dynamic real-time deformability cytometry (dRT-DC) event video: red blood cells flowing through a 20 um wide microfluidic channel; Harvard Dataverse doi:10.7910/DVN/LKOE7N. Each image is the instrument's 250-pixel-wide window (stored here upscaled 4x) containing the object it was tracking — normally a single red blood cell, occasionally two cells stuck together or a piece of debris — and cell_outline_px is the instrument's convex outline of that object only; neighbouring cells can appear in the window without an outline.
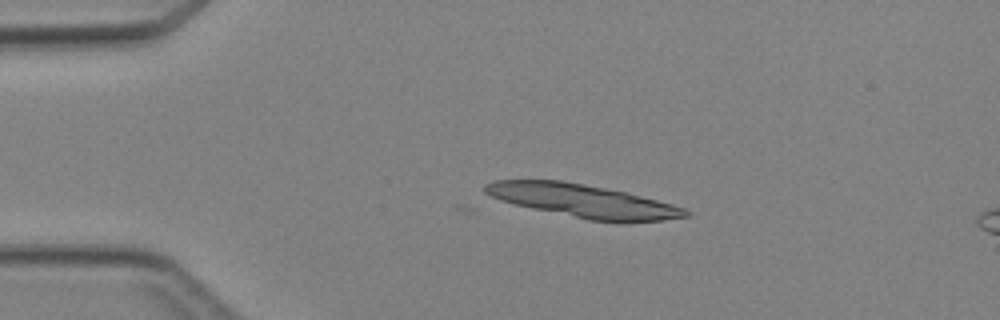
{"species": "Egyptian fruit bat (a non-hibernating species)", "species_latin": "Rousettus aegyptiacus", "temperature_condition": "cold", "stored_images_in_passage": 5, "segment_of_instrument_passage": [1, 2], "camera_frame_rate_fps": 3000, "um_per_image_px": 0.085, "animal": {"sex": "female"}, "frame": {"image": 1, "passage_image": 3, "time_ms": 3.0, "image_size_px": [1000, 320], "cell_outline_px": [[692, 212], [688, 216], [664, 220], [588, 220], [532, 208], [500, 200], [484, 192], [484, 184], [492, 180], [560, 180], [584, 184], [624, 192], [672, 204], [684, 208]], "centroid_in_image_um": [49.49, 17.05], "position_along_channel_um": 35.5, "area_um2": 37.69}}